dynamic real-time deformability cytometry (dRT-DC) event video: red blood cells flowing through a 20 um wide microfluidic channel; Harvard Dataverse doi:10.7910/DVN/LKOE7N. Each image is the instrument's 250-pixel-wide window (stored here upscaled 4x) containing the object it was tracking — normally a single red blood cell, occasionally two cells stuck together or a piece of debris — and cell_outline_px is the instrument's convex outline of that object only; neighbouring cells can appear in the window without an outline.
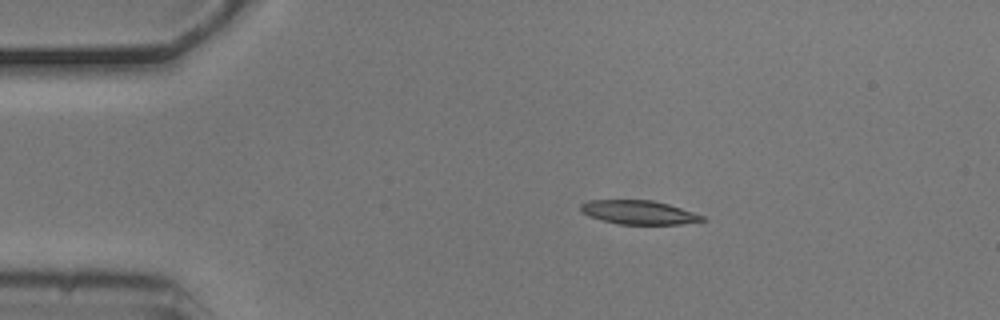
{"species": "common noctule bat (a hibernating species)", "species_latin": "Nyctalus noctula", "temperature_condition": "cold", "stored_images_in_passage": 3, "camera_frame_rate_fps": 3000, "um_per_image_px": 0.085, "animal": {"sex": "male", "body_mass_g": 20.5, "forearm_length_mm": 52.5}, "frame": {"image": 1, "passage_image": 2, "time_ms": 0.333, "image_size_px": [1000, 320], "cell_outline_px": [[708, 220], [680, 224], [620, 224], [588, 216], [580, 212], [580, 204], [588, 200], [652, 200], [668, 204], [704, 216]], "centroid_in_image_um": [54.27, 18.04], "position_along_channel_um": 30.7, "area_um2": 16.82}}